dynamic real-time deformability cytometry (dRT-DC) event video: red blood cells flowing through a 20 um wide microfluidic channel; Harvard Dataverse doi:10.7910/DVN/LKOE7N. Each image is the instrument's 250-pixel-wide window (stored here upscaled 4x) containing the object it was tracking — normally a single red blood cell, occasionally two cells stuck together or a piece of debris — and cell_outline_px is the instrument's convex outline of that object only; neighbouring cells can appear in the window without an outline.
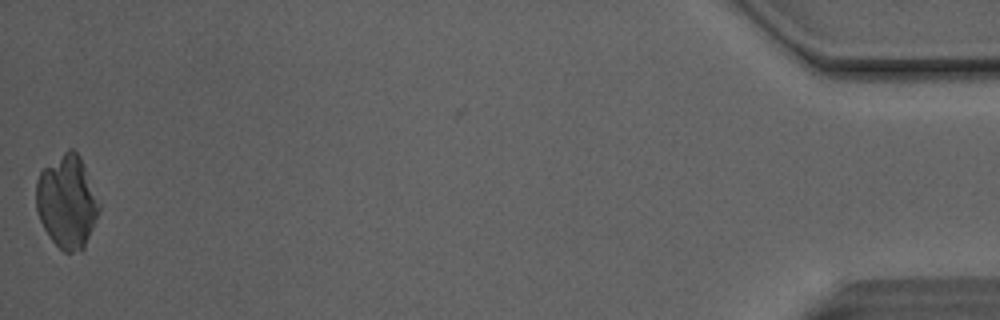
{"species": "Egyptian fruit bat (a non-hibernating species)", "species_latin": "Rousettus aegyptiacus", "temperature_condition": "room temperature", "stored_images_in_passage": 47, "camera_frame_rate_fps": 3000, "um_per_image_px": 0.085, "animal": {"sex": "male"}, "frame": {"image": 1, "passage_image": 46, "time_ms": 15.0, "image_size_px": [1000, 320], "cell_outline_px": [[100, 212], [84, 248], [72, 252], [64, 252], [48, 236], [40, 220], [36, 208], [36, 180], [40, 172], [44, 168], [68, 148], [72, 148], [80, 156], [100, 204]], "centroid_in_image_um": [5.69, 17.15], "position_along_channel_um": 429.5, "area_um2": 33.93}}